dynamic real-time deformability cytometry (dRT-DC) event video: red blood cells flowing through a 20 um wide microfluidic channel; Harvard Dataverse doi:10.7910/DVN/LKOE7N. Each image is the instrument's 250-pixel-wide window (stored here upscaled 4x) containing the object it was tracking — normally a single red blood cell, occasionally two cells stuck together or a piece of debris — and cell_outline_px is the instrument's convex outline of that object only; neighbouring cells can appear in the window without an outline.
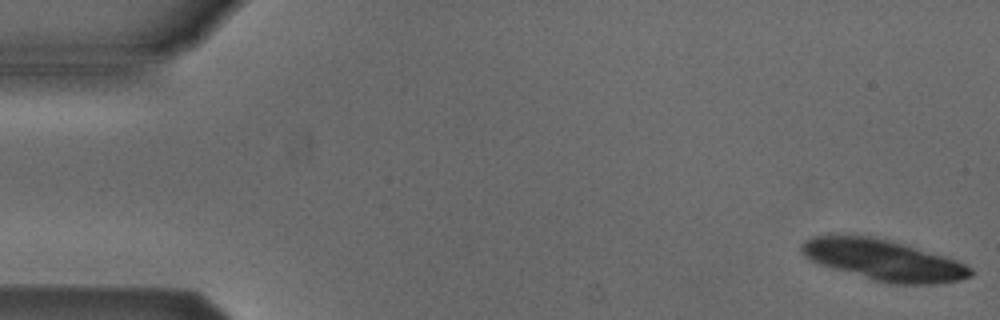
{"species": "Egyptian fruit bat (a non-hibernating species)", "species_latin": "Rousettus aegyptiacus", "temperature_condition": "cold", "stored_images_in_passage": 16, "camera_frame_rate_fps": 3000, "um_per_image_px": 0.085, "animal": {"sex": "male"}, "frame": {"image": 1, "passage_image": 1, "time_ms": 0.0, "image_size_px": [1000, 320], "cell_outline_px": [[972, 276], [960, 280], [936, 284], [892, 284], [872, 280], [832, 268], [808, 260], [800, 252], [800, 244], [804, 240], [812, 236], [828, 232], [872, 236], [888, 240], [944, 256], [956, 260], [972, 268]], "centroid_in_image_um": [74.98, 22.07], "position_along_channel_um": 10.0, "area_um2": 40.86}}